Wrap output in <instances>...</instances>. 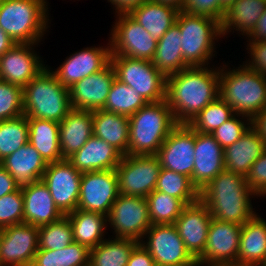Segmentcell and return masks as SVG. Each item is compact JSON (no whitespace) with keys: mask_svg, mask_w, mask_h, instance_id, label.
Here are the masks:
<instances>
[{"mask_svg":"<svg viewBox=\"0 0 266 266\" xmlns=\"http://www.w3.org/2000/svg\"><path fill=\"white\" fill-rule=\"evenodd\" d=\"M217 69L193 66L166 77V100L177 124H189L219 96Z\"/></svg>","mask_w":266,"mask_h":266,"instance_id":"6da1fadb","label":"cell"},{"mask_svg":"<svg viewBox=\"0 0 266 266\" xmlns=\"http://www.w3.org/2000/svg\"><path fill=\"white\" fill-rule=\"evenodd\" d=\"M253 195L245 176L224 169L200 191V200L212 218L243 225L256 213L250 199Z\"/></svg>","mask_w":266,"mask_h":266,"instance_id":"7a4b0ae2","label":"cell"},{"mask_svg":"<svg viewBox=\"0 0 266 266\" xmlns=\"http://www.w3.org/2000/svg\"><path fill=\"white\" fill-rule=\"evenodd\" d=\"M227 66L219 67V96L234 113L253 120L266 107V76L244 63L238 69Z\"/></svg>","mask_w":266,"mask_h":266,"instance_id":"3957f363","label":"cell"},{"mask_svg":"<svg viewBox=\"0 0 266 266\" xmlns=\"http://www.w3.org/2000/svg\"><path fill=\"white\" fill-rule=\"evenodd\" d=\"M176 125L166 99L141 107L129 117L128 155H156Z\"/></svg>","mask_w":266,"mask_h":266,"instance_id":"277c9868","label":"cell"},{"mask_svg":"<svg viewBox=\"0 0 266 266\" xmlns=\"http://www.w3.org/2000/svg\"><path fill=\"white\" fill-rule=\"evenodd\" d=\"M46 67L23 88V110L27 118L61 122L72 109L69 88Z\"/></svg>","mask_w":266,"mask_h":266,"instance_id":"5b68a950","label":"cell"},{"mask_svg":"<svg viewBox=\"0 0 266 266\" xmlns=\"http://www.w3.org/2000/svg\"><path fill=\"white\" fill-rule=\"evenodd\" d=\"M45 0H4L0 5V28L17 43L38 44L48 26Z\"/></svg>","mask_w":266,"mask_h":266,"instance_id":"8992f818","label":"cell"},{"mask_svg":"<svg viewBox=\"0 0 266 266\" xmlns=\"http://www.w3.org/2000/svg\"><path fill=\"white\" fill-rule=\"evenodd\" d=\"M176 23L181 34V51L190 66H208L215 50V40L222 38L221 23L208 16L179 11Z\"/></svg>","mask_w":266,"mask_h":266,"instance_id":"52a82bcc","label":"cell"},{"mask_svg":"<svg viewBox=\"0 0 266 266\" xmlns=\"http://www.w3.org/2000/svg\"><path fill=\"white\" fill-rule=\"evenodd\" d=\"M116 79L135 89L148 103L166 99V77L152 61L111 55Z\"/></svg>","mask_w":266,"mask_h":266,"instance_id":"ba28073f","label":"cell"},{"mask_svg":"<svg viewBox=\"0 0 266 266\" xmlns=\"http://www.w3.org/2000/svg\"><path fill=\"white\" fill-rule=\"evenodd\" d=\"M161 165L156 155H124L115 168L119 194L146 198L155 190Z\"/></svg>","mask_w":266,"mask_h":266,"instance_id":"9c48e42d","label":"cell"},{"mask_svg":"<svg viewBox=\"0 0 266 266\" xmlns=\"http://www.w3.org/2000/svg\"><path fill=\"white\" fill-rule=\"evenodd\" d=\"M110 34L111 55L152 61L158 41L130 14L117 15Z\"/></svg>","mask_w":266,"mask_h":266,"instance_id":"30bf717a","label":"cell"},{"mask_svg":"<svg viewBox=\"0 0 266 266\" xmlns=\"http://www.w3.org/2000/svg\"><path fill=\"white\" fill-rule=\"evenodd\" d=\"M107 222L114 230L115 238H129L138 242L146 239L144 234L151 226L146 198L119 194L107 216Z\"/></svg>","mask_w":266,"mask_h":266,"instance_id":"8fae6325","label":"cell"},{"mask_svg":"<svg viewBox=\"0 0 266 266\" xmlns=\"http://www.w3.org/2000/svg\"><path fill=\"white\" fill-rule=\"evenodd\" d=\"M140 243L148 250L156 266L198 265L186 250L174 224L151 225Z\"/></svg>","mask_w":266,"mask_h":266,"instance_id":"7c38bea8","label":"cell"},{"mask_svg":"<svg viewBox=\"0 0 266 266\" xmlns=\"http://www.w3.org/2000/svg\"><path fill=\"white\" fill-rule=\"evenodd\" d=\"M118 195L115 169L82 173L77 209L108 216Z\"/></svg>","mask_w":266,"mask_h":266,"instance_id":"4fadbf2b","label":"cell"},{"mask_svg":"<svg viewBox=\"0 0 266 266\" xmlns=\"http://www.w3.org/2000/svg\"><path fill=\"white\" fill-rule=\"evenodd\" d=\"M82 173L67 160L48 163L42 182L48 187L56 207L66 216L75 211Z\"/></svg>","mask_w":266,"mask_h":266,"instance_id":"5bb4252c","label":"cell"},{"mask_svg":"<svg viewBox=\"0 0 266 266\" xmlns=\"http://www.w3.org/2000/svg\"><path fill=\"white\" fill-rule=\"evenodd\" d=\"M242 225L212 218L203 254L196 260L199 266H220L237 263Z\"/></svg>","mask_w":266,"mask_h":266,"instance_id":"9a60e30c","label":"cell"},{"mask_svg":"<svg viewBox=\"0 0 266 266\" xmlns=\"http://www.w3.org/2000/svg\"><path fill=\"white\" fill-rule=\"evenodd\" d=\"M39 228L21 223L0 230V266H31L39 249Z\"/></svg>","mask_w":266,"mask_h":266,"instance_id":"2e32d148","label":"cell"},{"mask_svg":"<svg viewBox=\"0 0 266 266\" xmlns=\"http://www.w3.org/2000/svg\"><path fill=\"white\" fill-rule=\"evenodd\" d=\"M195 140L196 132L188 124H177L156 154L161 167L192 178Z\"/></svg>","mask_w":266,"mask_h":266,"instance_id":"e0dca14e","label":"cell"},{"mask_svg":"<svg viewBox=\"0 0 266 266\" xmlns=\"http://www.w3.org/2000/svg\"><path fill=\"white\" fill-rule=\"evenodd\" d=\"M35 45L37 44L17 43L0 56V76L2 81L24 88L47 67L44 62L42 63L40 56L33 50Z\"/></svg>","mask_w":266,"mask_h":266,"instance_id":"ac0fdd59","label":"cell"},{"mask_svg":"<svg viewBox=\"0 0 266 266\" xmlns=\"http://www.w3.org/2000/svg\"><path fill=\"white\" fill-rule=\"evenodd\" d=\"M107 45L81 49L67 57L55 71L51 72L63 86L70 88L74 83L99 72L110 63V40Z\"/></svg>","mask_w":266,"mask_h":266,"instance_id":"d6986e66","label":"cell"},{"mask_svg":"<svg viewBox=\"0 0 266 266\" xmlns=\"http://www.w3.org/2000/svg\"><path fill=\"white\" fill-rule=\"evenodd\" d=\"M211 219V213L199 199L192 204L186 205L174 223L186 250L195 260L203 254L206 247Z\"/></svg>","mask_w":266,"mask_h":266,"instance_id":"ffe728a7","label":"cell"},{"mask_svg":"<svg viewBox=\"0 0 266 266\" xmlns=\"http://www.w3.org/2000/svg\"><path fill=\"white\" fill-rule=\"evenodd\" d=\"M115 78L113 66L109 63L99 72L74 83L69 88L72 108L90 111L102 109Z\"/></svg>","mask_w":266,"mask_h":266,"instance_id":"44dd1931","label":"cell"},{"mask_svg":"<svg viewBox=\"0 0 266 266\" xmlns=\"http://www.w3.org/2000/svg\"><path fill=\"white\" fill-rule=\"evenodd\" d=\"M192 184L200 192L225 169L224 149L210 133L196 132Z\"/></svg>","mask_w":266,"mask_h":266,"instance_id":"7402d4cb","label":"cell"},{"mask_svg":"<svg viewBox=\"0 0 266 266\" xmlns=\"http://www.w3.org/2000/svg\"><path fill=\"white\" fill-rule=\"evenodd\" d=\"M21 190L24 199V223L40 227L64 216L42 180L21 186Z\"/></svg>","mask_w":266,"mask_h":266,"instance_id":"603a6c76","label":"cell"},{"mask_svg":"<svg viewBox=\"0 0 266 266\" xmlns=\"http://www.w3.org/2000/svg\"><path fill=\"white\" fill-rule=\"evenodd\" d=\"M122 154L103 139L91 136L76 153L67 160L74 168L81 172L115 169Z\"/></svg>","mask_w":266,"mask_h":266,"instance_id":"cb8c5ba5","label":"cell"},{"mask_svg":"<svg viewBox=\"0 0 266 266\" xmlns=\"http://www.w3.org/2000/svg\"><path fill=\"white\" fill-rule=\"evenodd\" d=\"M93 136V111L71 109L59 122V145L63 159L76 153Z\"/></svg>","mask_w":266,"mask_h":266,"instance_id":"d4e9b609","label":"cell"},{"mask_svg":"<svg viewBox=\"0 0 266 266\" xmlns=\"http://www.w3.org/2000/svg\"><path fill=\"white\" fill-rule=\"evenodd\" d=\"M265 149L266 142L251 126L240 139L224 149L225 169L246 176Z\"/></svg>","mask_w":266,"mask_h":266,"instance_id":"484cf974","label":"cell"},{"mask_svg":"<svg viewBox=\"0 0 266 266\" xmlns=\"http://www.w3.org/2000/svg\"><path fill=\"white\" fill-rule=\"evenodd\" d=\"M21 187L42 179L48 163L40 153L28 142L0 161Z\"/></svg>","mask_w":266,"mask_h":266,"instance_id":"4316f807","label":"cell"},{"mask_svg":"<svg viewBox=\"0 0 266 266\" xmlns=\"http://www.w3.org/2000/svg\"><path fill=\"white\" fill-rule=\"evenodd\" d=\"M237 263H266V221L257 213L242 225Z\"/></svg>","mask_w":266,"mask_h":266,"instance_id":"83f0119b","label":"cell"},{"mask_svg":"<svg viewBox=\"0 0 266 266\" xmlns=\"http://www.w3.org/2000/svg\"><path fill=\"white\" fill-rule=\"evenodd\" d=\"M129 132V117L103 109L93 111V136L103 139L123 156L128 154Z\"/></svg>","mask_w":266,"mask_h":266,"instance_id":"f1b7e54d","label":"cell"},{"mask_svg":"<svg viewBox=\"0 0 266 266\" xmlns=\"http://www.w3.org/2000/svg\"><path fill=\"white\" fill-rule=\"evenodd\" d=\"M265 10V0H237L225 11L221 21L222 36L235 29L241 35L248 36Z\"/></svg>","mask_w":266,"mask_h":266,"instance_id":"f546056e","label":"cell"},{"mask_svg":"<svg viewBox=\"0 0 266 266\" xmlns=\"http://www.w3.org/2000/svg\"><path fill=\"white\" fill-rule=\"evenodd\" d=\"M152 63L165 77L190 67L183 58L181 34L177 23L158 40Z\"/></svg>","mask_w":266,"mask_h":266,"instance_id":"4dcf8cb0","label":"cell"},{"mask_svg":"<svg viewBox=\"0 0 266 266\" xmlns=\"http://www.w3.org/2000/svg\"><path fill=\"white\" fill-rule=\"evenodd\" d=\"M179 10L147 0L130 15L157 41L176 23Z\"/></svg>","mask_w":266,"mask_h":266,"instance_id":"1f68e13d","label":"cell"},{"mask_svg":"<svg viewBox=\"0 0 266 266\" xmlns=\"http://www.w3.org/2000/svg\"><path fill=\"white\" fill-rule=\"evenodd\" d=\"M29 143L40 153L47 163L63 160L59 145V122L27 118Z\"/></svg>","mask_w":266,"mask_h":266,"instance_id":"d6a6232c","label":"cell"},{"mask_svg":"<svg viewBox=\"0 0 266 266\" xmlns=\"http://www.w3.org/2000/svg\"><path fill=\"white\" fill-rule=\"evenodd\" d=\"M66 216L72 227L74 242L92 249L105 240L104 235L108 224L106 215L76 209Z\"/></svg>","mask_w":266,"mask_h":266,"instance_id":"836d02e7","label":"cell"},{"mask_svg":"<svg viewBox=\"0 0 266 266\" xmlns=\"http://www.w3.org/2000/svg\"><path fill=\"white\" fill-rule=\"evenodd\" d=\"M138 243L129 238H105L98 246L90 249L88 266H126Z\"/></svg>","mask_w":266,"mask_h":266,"instance_id":"e575fe53","label":"cell"},{"mask_svg":"<svg viewBox=\"0 0 266 266\" xmlns=\"http://www.w3.org/2000/svg\"><path fill=\"white\" fill-rule=\"evenodd\" d=\"M90 249L73 242L57 250L38 249L31 266H88Z\"/></svg>","mask_w":266,"mask_h":266,"instance_id":"d590c367","label":"cell"},{"mask_svg":"<svg viewBox=\"0 0 266 266\" xmlns=\"http://www.w3.org/2000/svg\"><path fill=\"white\" fill-rule=\"evenodd\" d=\"M148 102L135 89L114 79L103 110L131 117Z\"/></svg>","mask_w":266,"mask_h":266,"instance_id":"8d00e7d4","label":"cell"},{"mask_svg":"<svg viewBox=\"0 0 266 266\" xmlns=\"http://www.w3.org/2000/svg\"><path fill=\"white\" fill-rule=\"evenodd\" d=\"M155 190L180 199L185 205L200 199V192L190 177L166 168H161Z\"/></svg>","mask_w":266,"mask_h":266,"instance_id":"74e56055","label":"cell"},{"mask_svg":"<svg viewBox=\"0 0 266 266\" xmlns=\"http://www.w3.org/2000/svg\"><path fill=\"white\" fill-rule=\"evenodd\" d=\"M151 225L174 224L186 206L180 199L154 190L147 197Z\"/></svg>","mask_w":266,"mask_h":266,"instance_id":"f35d334b","label":"cell"},{"mask_svg":"<svg viewBox=\"0 0 266 266\" xmlns=\"http://www.w3.org/2000/svg\"><path fill=\"white\" fill-rule=\"evenodd\" d=\"M29 141V124L23 114L0 122V161Z\"/></svg>","mask_w":266,"mask_h":266,"instance_id":"ab89813d","label":"cell"},{"mask_svg":"<svg viewBox=\"0 0 266 266\" xmlns=\"http://www.w3.org/2000/svg\"><path fill=\"white\" fill-rule=\"evenodd\" d=\"M233 109L218 96L188 124L195 132L210 133L234 115Z\"/></svg>","mask_w":266,"mask_h":266,"instance_id":"60d3db41","label":"cell"},{"mask_svg":"<svg viewBox=\"0 0 266 266\" xmlns=\"http://www.w3.org/2000/svg\"><path fill=\"white\" fill-rule=\"evenodd\" d=\"M39 228V249L57 250L74 242L73 232L67 216Z\"/></svg>","mask_w":266,"mask_h":266,"instance_id":"b9f144b4","label":"cell"},{"mask_svg":"<svg viewBox=\"0 0 266 266\" xmlns=\"http://www.w3.org/2000/svg\"><path fill=\"white\" fill-rule=\"evenodd\" d=\"M23 114V88L0 80V122Z\"/></svg>","mask_w":266,"mask_h":266,"instance_id":"7bdbcfd3","label":"cell"},{"mask_svg":"<svg viewBox=\"0 0 266 266\" xmlns=\"http://www.w3.org/2000/svg\"><path fill=\"white\" fill-rule=\"evenodd\" d=\"M24 223V199L21 187L0 198V230Z\"/></svg>","mask_w":266,"mask_h":266,"instance_id":"ee69618b","label":"cell"},{"mask_svg":"<svg viewBox=\"0 0 266 266\" xmlns=\"http://www.w3.org/2000/svg\"><path fill=\"white\" fill-rule=\"evenodd\" d=\"M238 116L242 117L239 118ZM251 126L252 120L249 117L235 113L229 120L212 131L211 135L225 149L240 139Z\"/></svg>","mask_w":266,"mask_h":266,"instance_id":"f6af8a7d","label":"cell"},{"mask_svg":"<svg viewBox=\"0 0 266 266\" xmlns=\"http://www.w3.org/2000/svg\"><path fill=\"white\" fill-rule=\"evenodd\" d=\"M182 11L193 15L208 16L220 23L225 14L221 8V0H185Z\"/></svg>","mask_w":266,"mask_h":266,"instance_id":"bcb514c9","label":"cell"},{"mask_svg":"<svg viewBox=\"0 0 266 266\" xmlns=\"http://www.w3.org/2000/svg\"><path fill=\"white\" fill-rule=\"evenodd\" d=\"M245 179L251 191L256 196H266V149L252 164Z\"/></svg>","mask_w":266,"mask_h":266,"instance_id":"7dc6e473","label":"cell"},{"mask_svg":"<svg viewBox=\"0 0 266 266\" xmlns=\"http://www.w3.org/2000/svg\"><path fill=\"white\" fill-rule=\"evenodd\" d=\"M248 42L246 49L250 52L251 60L245 61V65L249 69L266 76V40Z\"/></svg>","mask_w":266,"mask_h":266,"instance_id":"c3c4849f","label":"cell"},{"mask_svg":"<svg viewBox=\"0 0 266 266\" xmlns=\"http://www.w3.org/2000/svg\"><path fill=\"white\" fill-rule=\"evenodd\" d=\"M126 266H156L148 250L139 242L132 250Z\"/></svg>","mask_w":266,"mask_h":266,"instance_id":"681fc988","label":"cell"},{"mask_svg":"<svg viewBox=\"0 0 266 266\" xmlns=\"http://www.w3.org/2000/svg\"><path fill=\"white\" fill-rule=\"evenodd\" d=\"M19 187L8 171L0 165V198L16 191Z\"/></svg>","mask_w":266,"mask_h":266,"instance_id":"f907efd6","label":"cell"},{"mask_svg":"<svg viewBox=\"0 0 266 266\" xmlns=\"http://www.w3.org/2000/svg\"><path fill=\"white\" fill-rule=\"evenodd\" d=\"M115 8V15L130 14L134 9L140 7L147 0H107Z\"/></svg>","mask_w":266,"mask_h":266,"instance_id":"816d5d0a","label":"cell"},{"mask_svg":"<svg viewBox=\"0 0 266 266\" xmlns=\"http://www.w3.org/2000/svg\"><path fill=\"white\" fill-rule=\"evenodd\" d=\"M248 41H264L266 40V10L261 15V18L258 20L255 28L247 36Z\"/></svg>","mask_w":266,"mask_h":266,"instance_id":"f5cc1de1","label":"cell"},{"mask_svg":"<svg viewBox=\"0 0 266 266\" xmlns=\"http://www.w3.org/2000/svg\"><path fill=\"white\" fill-rule=\"evenodd\" d=\"M252 126L266 142V107L252 120Z\"/></svg>","mask_w":266,"mask_h":266,"instance_id":"db71d44e","label":"cell"},{"mask_svg":"<svg viewBox=\"0 0 266 266\" xmlns=\"http://www.w3.org/2000/svg\"><path fill=\"white\" fill-rule=\"evenodd\" d=\"M16 43L0 28V56L9 51Z\"/></svg>","mask_w":266,"mask_h":266,"instance_id":"11a10c76","label":"cell"},{"mask_svg":"<svg viewBox=\"0 0 266 266\" xmlns=\"http://www.w3.org/2000/svg\"><path fill=\"white\" fill-rule=\"evenodd\" d=\"M156 3H161L163 5H168V6H172L176 9H178L179 11H181L184 7V2L185 0H152Z\"/></svg>","mask_w":266,"mask_h":266,"instance_id":"9f6ffc18","label":"cell"},{"mask_svg":"<svg viewBox=\"0 0 266 266\" xmlns=\"http://www.w3.org/2000/svg\"><path fill=\"white\" fill-rule=\"evenodd\" d=\"M237 0H221V8L225 12Z\"/></svg>","mask_w":266,"mask_h":266,"instance_id":"6f0895ef","label":"cell"},{"mask_svg":"<svg viewBox=\"0 0 266 266\" xmlns=\"http://www.w3.org/2000/svg\"><path fill=\"white\" fill-rule=\"evenodd\" d=\"M220 266H260V265L230 263V264H223V265H220Z\"/></svg>","mask_w":266,"mask_h":266,"instance_id":"680465c9","label":"cell"},{"mask_svg":"<svg viewBox=\"0 0 266 266\" xmlns=\"http://www.w3.org/2000/svg\"><path fill=\"white\" fill-rule=\"evenodd\" d=\"M177 266H199V265H177Z\"/></svg>","mask_w":266,"mask_h":266,"instance_id":"91938a15","label":"cell"}]
</instances>
